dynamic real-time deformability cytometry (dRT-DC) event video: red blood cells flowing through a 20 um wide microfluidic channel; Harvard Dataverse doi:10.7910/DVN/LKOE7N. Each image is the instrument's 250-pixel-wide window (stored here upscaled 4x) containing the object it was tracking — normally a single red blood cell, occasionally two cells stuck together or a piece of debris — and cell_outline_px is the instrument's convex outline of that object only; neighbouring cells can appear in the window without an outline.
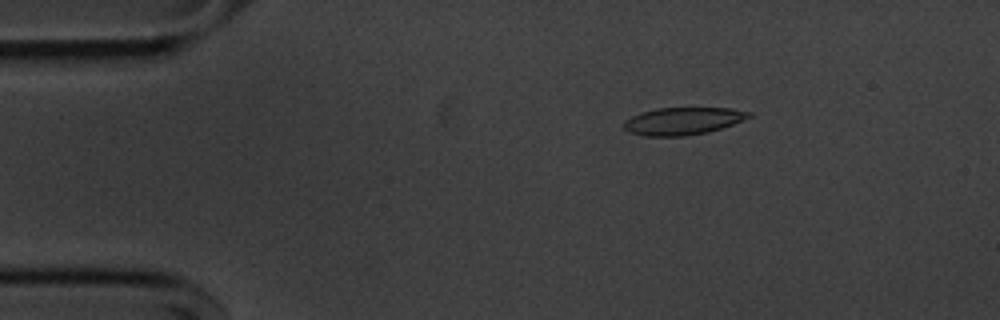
{"species": "common noctule bat (a hibernating species)", "species_latin": "Nyctalus noctula", "temperature_condition": "cold", "stored_images_in_passage": 49, "camera_frame_rate_fps": 3000, "um_per_image_px": 0.085, "animal": {"sex": "male", "body_mass_g": 20.1, "forearm_length_mm": 53.5}, "frame": {"image": 1, "passage_image": 3, "time_ms": 0.667, "image_size_px": [1000, 320], "cell_outline_px": [[752, 116], [744, 120], [708, 132], [688, 136], [644, 136], [628, 132], [620, 124], [624, 120], [640, 112], [656, 108], [732, 108], [752, 112]], "centroid_in_image_um": [58.01, 10.29], "position_along_channel_um": 27.0, "area_um2": 20.23}}
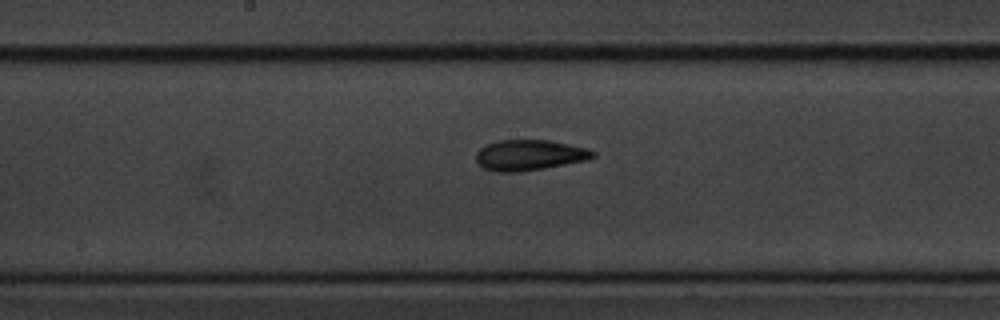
{"frame": {"image": 2, "passage_image": 22, "time_ms": 7.0, "image_size_px": [1000, 320], "cell_outline_px": [[596, 156], [588, 160], [544, 168], [520, 172], [496, 172], [484, 168], [476, 160], [476, 152], [484, 144], [500, 140], [548, 140], [588, 148], [596, 152]], "centroid_in_image_um": [45.01, 13.18], "position_along_channel_um": 203.2, "area_um2": 20.98}}
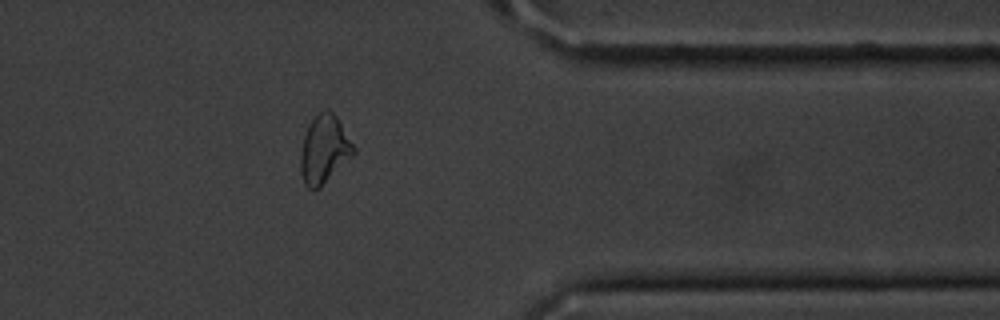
{"frame": {"image": 3, "passage_image": 38, "time_ms": 12.333, "image_size_px": [1000, 320], "cell_outline_px": [[356, 152], [320, 188], [308, 188], [304, 184], [300, 172], [300, 152], [304, 136], [312, 120], [320, 112], [328, 108], [336, 116], [356, 148]], "centroid_in_image_um": [27.55, 12.72], "position_along_channel_um": 383.8, "area_um2": 20.87}, "authors_computed_cell_mechanics": {"area_um2": 20.5768, "velocity_mm_per_s": 3.6465, "shape_relaxation_time_tau1_ms": 5.2529, "shape_relaxation_time_tau2_ms": 2.7464, "deformation_change_tau1": 0.1673, "deformation_change_tau2": 0.099}}